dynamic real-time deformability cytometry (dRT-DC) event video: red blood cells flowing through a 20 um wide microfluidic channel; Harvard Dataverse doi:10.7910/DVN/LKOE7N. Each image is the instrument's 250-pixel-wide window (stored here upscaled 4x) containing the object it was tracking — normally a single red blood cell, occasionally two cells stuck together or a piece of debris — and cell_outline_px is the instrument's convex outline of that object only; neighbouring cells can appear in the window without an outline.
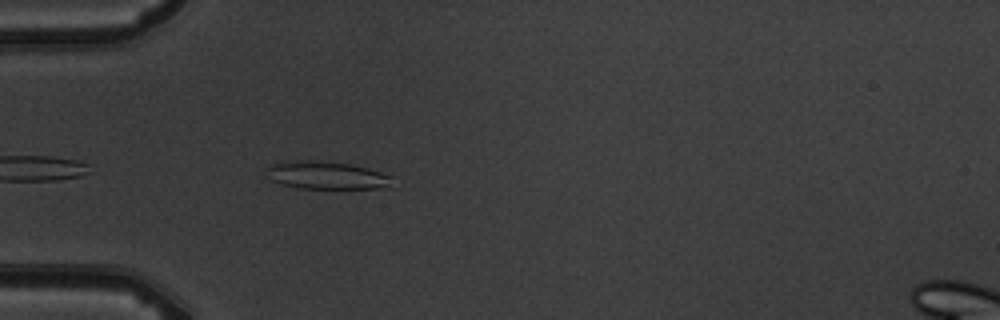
{"species": "common noctule bat (a hibernating species)", "species_latin": "Nyctalus noctula", "temperature_condition": "warm", "stored_images_in_passage": 4, "camera_frame_rate_fps": 3000, "um_per_image_px": 0.085, "animal": {"sex": "male", "body_mass_g": 19.5, "forearm_length_mm": 54.6}, "frame": {"image": 1, "passage_image": 4, "time_ms": 4.333, "image_size_px": [1000, 320], "cell_outline_px": [[392, 176], [384, 184], [376, 188], [300, 188], [280, 184], [264, 176], [268, 168], [272, 164], [284, 160], [312, 160], [352, 164], [368, 168]], "centroid_in_image_um": [27.59, 14.87], "position_along_channel_um": 57.4, "area_um2": 20.06}}